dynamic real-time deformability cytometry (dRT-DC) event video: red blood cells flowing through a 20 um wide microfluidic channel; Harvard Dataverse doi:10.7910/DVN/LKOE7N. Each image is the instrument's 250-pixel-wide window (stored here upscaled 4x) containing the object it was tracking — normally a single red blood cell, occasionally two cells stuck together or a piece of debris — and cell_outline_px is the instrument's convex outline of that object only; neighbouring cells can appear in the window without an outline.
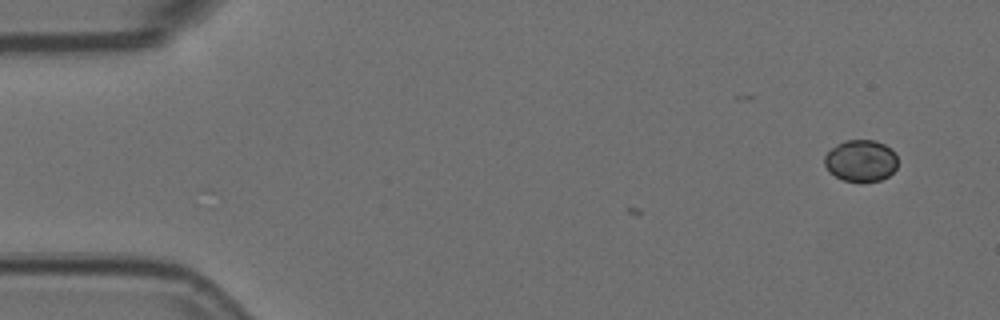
{"species": "Egyptian fruit bat (a non-hibernating species)", "species_latin": "Rousettus aegyptiacus", "temperature_condition": "room temperature", "stored_images_in_passage": 3, "camera_frame_rate_fps": 3000, "um_per_image_px": 0.085, "animal": {"sex": "female"}, "frame": {"image": 1, "passage_image": 1, "time_ms": 0.0, "image_size_px": [1000, 320], "cell_outline_px": [[896, 168], [888, 176], [880, 180], [844, 180], [836, 176], [824, 164], [824, 156], [836, 144], [844, 140], [876, 140], [892, 148], [896, 156]], "centroid_in_image_um": [73.18, 13.62], "position_along_channel_um": 11.8, "area_um2": 17.46}}